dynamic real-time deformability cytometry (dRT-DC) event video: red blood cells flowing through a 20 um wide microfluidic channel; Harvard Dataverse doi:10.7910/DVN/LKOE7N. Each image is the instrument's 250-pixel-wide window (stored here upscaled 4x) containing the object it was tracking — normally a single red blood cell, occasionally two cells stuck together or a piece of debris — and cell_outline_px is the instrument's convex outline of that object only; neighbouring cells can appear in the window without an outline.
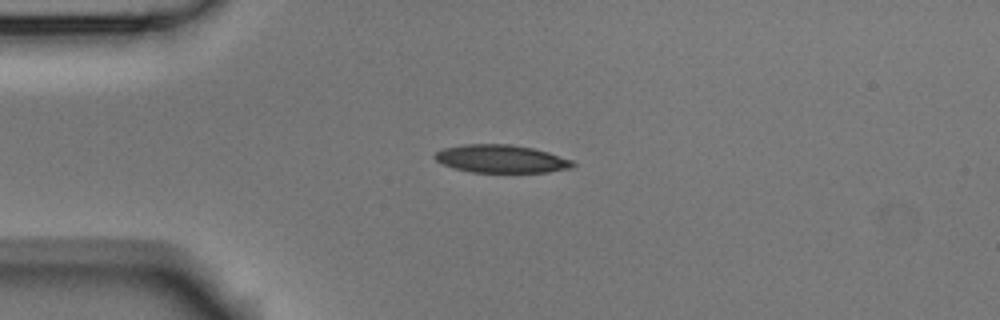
{"species": "Egyptian fruit bat (a non-hibernating species)", "species_latin": "Rousettus aegyptiacus", "temperature_condition": "room temperature", "stored_images_in_passage": 5, "camera_frame_rate_fps": 3000, "um_per_image_px": 0.085, "animal": {"sex": "male"}, "frame": {"image": 1, "passage_image": 3, "time_ms": 0.667, "image_size_px": [1000, 320], "cell_outline_px": [[576, 164], [572, 168], [548, 172], [472, 172], [452, 168], [436, 160], [432, 156], [436, 152], [444, 148], [464, 144], [512, 144], [532, 148], [548, 152], [572, 160]], "centroid_in_image_um": [42.6, 13.5], "position_along_channel_um": 42.4, "area_um2": 22.48}}
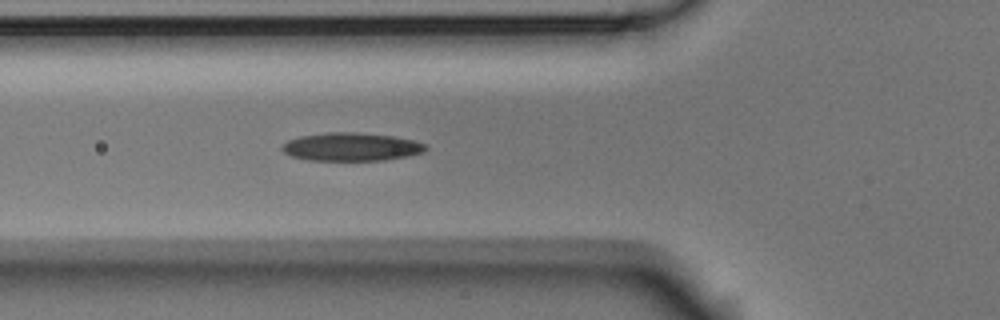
{"frame": {"image": 2, "passage_image": 5, "time_ms": 1.333, "image_size_px": [1000, 320], "cell_outline_px": [[428, 148], [424, 152], [408, 156], [384, 160], [308, 160], [292, 156], [284, 152], [280, 148], [288, 140], [300, 136], [328, 132], [352, 132], [392, 136], [412, 140], [428, 144]], "centroid_in_image_um": [29.88, 12.48], "position_along_channel_um": 95.9, "area_um2": 23.52}}